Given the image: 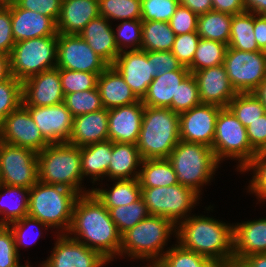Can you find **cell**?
<instances>
[{
  "label": "cell",
  "instance_id": "7dc6e473",
  "mask_svg": "<svg viewBox=\"0 0 266 267\" xmlns=\"http://www.w3.org/2000/svg\"><path fill=\"white\" fill-rule=\"evenodd\" d=\"M8 226L14 235L15 246H16L18 254L20 252L19 248L21 246L23 248H24V246L27 248V245L29 246V245L35 244V242H37V240L40 237H42L41 236V234H42L41 229L42 228L46 229V230L49 229V227L47 225H45L43 222H40L38 219L32 218L28 215L23 217L22 219H20L18 221H15V222L9 224ZM29 229H30V231H32L33 229L38 230L36 232L34 231L36 233V237H33L32 240L30 238L28 239V236L29 237L32 236V234L30 236L28 233V232H30Z\"/></svg>",
  "mask_w": 266,
  "mask_h": 267
},
{
  "label": "cell",
  "instance_id": "60d3db41",
  "mask_svg": "<svg viewBox=\"0 0 266 267\" xmlns=\"http://www.w3.org/2000/svg\"><path fill=\"white\" fill-rule=\"evenodd\" d=\"M99 15L107 20L141 19V0H98Z\"/></svg>",
  "mask_w": 266,
  "mask_h": 267
},
{
  "label": "cell",
  "instance_id": "f5cc1de1",
  "mask_svg": "<svg viewBox=\"0 0 266 267\" xmlns=\"http://www.w3.org/2000/svg\"><path fill=\"white\" fill-rule=\"evenodd\" d=\"M148 62H151L152 76H162L166 72L178 69H188L181 65L171 51H152L148 52Z\"/></svg>",
  "mask_w": 266,
  "mask_h": 267
},
{
  "label": "cell",
  "instance_id": "603a6c76",
  "mask_svg": "<svg viewBox=\"0 0 266 267\" xmlns=\"http://www.w3.org/2000/svg\"><path fill=\"white\" fill-rule=\"evenodd\" d=\"M259 253H266V218L233 224V264Z\"/></svg>",
  "mask_w": 266,
  "mask_h": 267
},
{
  "label": "cell",
  "instance_id": "89a4df30",
  "mask_svg": "<svg viewBox=\"0 0 266 267\" xmlns=\"http://www.w3.org/2000/svg\"><path fill=\"white\" fill-rule=\"evenodd\" d=\"M29 264H30L29 261H27L26 265H22L21 267H33V266L29 265ZM39 267H44L43 263Z\"/></svg>",
  "mask_w": 266,
  "mask_h": 267
},
{
  "label": "cell",
  "instance_id": "2e32d148",
  "mask_svg": "<svg viewBox=\"0 0 266 267\" xmlns=\"http://www.w3.org/2000/svg\"><path fill=\"white\" fill-rule=\"evenodd\" d=\"M52 253L42 262L44 267H103L107 264L98 251L90 249L68 234H57ZM105 264V265H104Z\"/></svg>",
  "mask_w": 266,
  "mask_h": 267
},
{
  "label": "cell",
  "instance_id": "5bb4252c",
  "mask_svg": "<svg viewBox=\"0 0 266 267\" xmlns=\"http://www.w3.org/2000/svg\"><path fill=\"white\" fill-rule=\"evenodd\" d=\"M0 141L41 152L50 143L43 137L28 109L21 104L2 122Z\"/></svg>",
  "mask_w": 266,
  "mask_h": 267
},
{
  "label": "cell",
  "instance_id": "3957f363",
  "mask_svg": "<svg viewBox=\"0 0 266 267\" xmlns=\"http://www.w3.org/2000/svg\"><path fill=\"white\" fill-rule=\"evenodd\" d=\"M79 196L64 186L45 184L38 180L29 189L28 216L38 219L50 229H58V234H67Z\"/></svg>",
  "mask_w": 266,
  "mask_h": 267
},
{
  "label": "cell",
  "instance_id": "484cf974",
  "mask_svg": "<svg viewBox=\"0 0 266 267\" xmlns=\"http://www.w3.org/2000/svg\"><path fill=\"white\" fill-rule=\"evenodd\" d=\"M109 140L108 109L74 117L70 144L84 147L90 144Z\"/></svg>",
  "mask_w": 266,
  "mask_h": 267
},
{
  "label": "cell",
  "instance_id": "4fadbf2b",
  "mask_svg": "<svg viewBox=\"0 0 266 267\" xmlns=\"http://www.w3.org/2000/svg\"><path fill=\"white\" fill-rule=\"evenodd\" d=\"M57 68L91 72L98 76L109 66L79 35L60 34L57 40Z\"/></svg>",
  "mask_w": 266,
  "mask_h": 267
},
{
  "label": "cell",
  "instance_id": "e0dca14e",
  "mask_svg": "<svg viewBox=\"0 0 266 267\" xmlns=\"http://www.w3.org/2000/svg\"><path fill=\"white\" fill-rule=\"evenodd\" d=\"M43 137L51 143L69 142L74 116L64 102L52 106H25Z\"/></svg>",
  "mask_w": 266,
  "mask_h": 267
},
{
  "label": "cell",
  "instance_id": "83f0119b",
  "mask_svg": "<svg viewBox=\"0 0 266 267\" xmlns=\"http://www.w3.org/2000/svg\"><path fill=\"white\" fill-rule=\"evenodd\" d=\"M97 88L105 109H112L136 103L139 99L126 84L123 77L108 66L97 79Z\"/></svg>",
  "mask_w": 266,
  "mask_h": 267
},
{
  "label": "cell",
  "instance_id": "d6a6232c",
  "mask_svg": "<svg viewBox=\"0 0 266 267\" xmlns=\"http://www.w3.org/2000/svg\"><path fill=\"white\" fill-rule=\"evenodd\" d=\"M138 180L141 188L178 184L176 173L168 159L142 160Z\"/></svg>",
  "mask_w": 266,
  "mask_h": 267
},
{
  "label": "cell",
  "instance_id": "d590c367",
  "mask_svg": "<svg viewBox=\"0 0 266 267\" xmlns=\"http://www.w3.org/2000/svg\"><path fill=\"white\" fill-rule=\"evenodd\" d=\"M232 16L213 10L199 15L197 34L202 39H210L228 45Z\"/></svg>",
  "mask_w": 266,
  "mask_h": 267
},
{
  "label": "cell",
  "instance_id": "8fae6325",
  "mask_svg": "<svg viewBox=\"0 0 266 267\" xmlns=\"http://www.w3.org/2000/svg\"><path fill=\"white\" fill-rule=\"evenodd\" d=\"M224 67L237 93L254 92L266 78V53L246 52L228 47Z\"/></svg>",
  "mask_w": 266,
  "mask_h": 267
},
{
  "label": "cell",
  "instance_id": "2644e50d",
  "mask_svg": "<svg viewBox=\"0 0 266 267\" xmlns=\"http://www.w3.org/2000/svg\"><path fill=\"white\" fill-rule=\"evenodd\" d=\"M229 267H239V266L236 264H232V265H229Z\"/></svg>",
  "mask_w": 266,
  "mask_h": 267
},
{
  "label": "cell",
  "instance_id": "6f0895ef",
  "mask_svg": "<svg viewBox=\"0 0 266 267\" xmlns=\"http://www.w3.org/2000/svg\"><path fill=\"white\" fill-rule=\"evenodd\" d=\"M251 147L258 153L266 151V114L246 127Z\"/></svg>",
  "mask_w": 266,
  "mask_h": 267
},
{
  "label": "cell",
  "instance_id": "4316f807",
  "mask_svg": "<svg viewBox=\"0 0 266 267\" xmlns=\"http://www.w3.org/2000/svg\"><path fill=\"white\" fill-rule=\"evenodd\" d=\"M102 16L92 19L80 32L81 36L89 47L101 57L109 66H112L119 55L115 43L114 28L112 23Z\"/></svg>",
  "mask_w": 266,
  "mask_h": 267
},
{
  "label": "cell",
  "instance_id": "6da1fadb",
  "mask_svg": "<svg viewBox=\"0 0 266 267\" xmlns=\"http://www.w3.org/2000/svg\"><path fill=\"white\" fill-rule=\"evenodd\" d=\"M67 234L98 251L108 260V264L120 254L121 234L110 218L109 211L92 192L77 198Z\"/></svg>",
  "mask_w": 266,
  "mask_h": 267
},
{
  "label": "cell",
  "instance_id": "ac0fdd59",
  "mask_svg": "<svg viewBox=\"0 0 266 267\" xmlns=\"http://www.w3.org/2000/svg\"><path fill=\"white\" fill-rule=\"evenodd\" d=\"M112 66L123 77L135 96L142 100L154 79L151 62H148V51H122Z\"/></svg>",
  "mask_w": 266,
  "mask_h": 267
},
{
  "label": "cell",
  "instance_id": "7402d4cb",
  "mask_svg": "<svg viewBox=\"0 0 266 267\" xmlns=\"http://www.w3.org/2000/svg\"><path fill=\"white\" fill-rule=\"evenodd\" d=\"M11 9L12 32L15 43L45 36H58L56 23L40 13L22 9L15 2Z\"/></svg>",
  "mask_w": 266,
  "mask_h": 267
},
{
  "label": "cell",
  "instance_id": "8d00e7d4",
  "mask_svg": "<svg viewBox=\"0 0 266 267\" xmlns=\"http://www.w3.org/2000/svg\"><path fill=\"white\" fill-rule=\"evenodd\" d=\"M169 249V250H168ZM161 267H222L218 261L182 248L178 243L168 247L159 260Z\"/></svg>",
  "mask_w": 266,
  "mask_h": 267
},
{
  "label": "cell",
  "instance_id": "db71d44e",
  "mask_svg": "<svg viewBox=\"0 0 266 267\" xmlns=\"http://www.w3.org/2000/svg\"><path fill=\"white\" fill-rule=\"evenodd\" d=\"M198 17L189 8L179 4L171 17L169 24L176 35L197 32Z\"/></svg>",
  "mask_w": 266,
  "mask_h": 267
},
{
  "label": "cell",
  "instance_id": "f1b7e54d",
  "mask_svg": "<svg viewBox=\"0 0 266 267\" xmlns=\"http://www.w3.org/2000/svg\"><path fill=\"white\" fill-rule=\"evenodd\" d=\"M142 158L135 144L112 142V156L107 171L109 180L138 178ZM137 170V171H136Z\"/></svg>",
  "mask_w": 266,
  "mask_h": 267
},
{
  "label": "cell",
  "instance_id": "f546056e",
  "mask_svg": "<svg viewBox=\"0 0 266 267\" xmlns=\"http://www.w3.org/2000/svg\"><path fill=\"white\" fill-rule=\"evenodd\" d=\"M112 156V141L107 140L81 147V169L84 177L97 183L107 177Z\"/></svg>",
  "mask_w": 266,
  "mask_h": 267
},
{
  "label": "cell",
  "instance_id": "74e56055",
  "mask_svg": "<svg viewBox=\"0 0 266 267\" xmlns=\"http://www.w3.org/2000/svg\"><path fill=\"white\" fill-rule=\"evenodd\" d=\"M228 45L210 39H202L198 43L192 64L188 67L190 73L213 66L223 65Z\"/></svg>",
  "mask_w": 266,
  "mask_h": 267
},
{
  "label": "cell",
  "instance_id": "03108f58",
  "mask_svg": "<svg viewBox=\"0 0 266 267\" xmlns=\"http://www.w3.org/2000/svg\"><path fill=\"white\" fill-rule=\"evenodd\" d=\"M253 93L260 99L266 108V78Z\"/></svg>",
  "mask_w": 266,
  "mask_h": 267
},
{
  "label": "cell",
  "instance_id": "94428289",
  "mask_svg": "<svg viewBox=\"0 0 266 267\" xmlns=\"http://www.w3.org/2000/svg\"><path fill=\"white\" fill-rule=\"evenodd\" d=\"M179 2L197 15L213 10L212 0H179Z\"/></svg>",
  "mask_w": 266,
  "mask_h": 267
},
{
  "label": "cell",
  "instance_id": "cb8c5ba5",
  "mask_svg": "<svg viewBox=\"0 0 266 267\" xmlns=\"http://www.w3.org/2000/svg\"><path fill=\"white\" fill-rule=\"evenodd\" d=\"M189 74V69H178L155 77L141 100L142 103L149 107L169 108L177 113L178 86Z\"/></svg>",
  "mask_w": 266,
  "mask_h": 267
},
{
  "label": "cell",
  "instance_id": "91938a15",
  "mask_svg": "<svg viewBox=\"0 0 266 267\" xmlns=\"http://www.w3.org/2000/svg\"><path fill=\"white\" fill-rule=\"evenodd\" d=\"M255 40L260 50L266 49V15L254 14Z\"/></svg>",
  "mask_w": 266,
  "mask_h": 267
},
{
  "label": "cell",
  "instance_id": "836d02e7",
  "mask_svg": "<svg viewBox=\"0 0 266 267\" xmlns=\"http://www.w3.org/2000/svg\"><path fill=\"white\" fill-rule=\"evenodd\" d=\"M228 47L246 52L261 51L255 40L254 13L245 11L232 16Z\"/></svg>",
  "mask_w": 266,
  "mask_h": 267
},
{
  "label": "cell",
  "instance_id": "d4e9b609",
  "mask_svg": "<svg viewBox=\"0 0 266 267\" xmlns=\"http://www.w3.org/2000/svg\"><path fill=\"white\" fill-rule=\"evenodd\" d=\"M99 16L98 0H62L57 33L79 35L86 25Z\"/></svg>",
  "mask_w": 266,
  "mask_h": 267
},
{
  "label": "cell",
  "instance_id": "003e7915",
  "mask_svg": "<svg viewBox=\"0 0 266 267\" xmlns=\"http://www.w3.org/2000/svg\"><path fill=\"white\" fill-rule=\"evenodd\" d=\"M140 260H145L147 261V263L148 261L150 262V264L148 263L147 266H143V267H161L159 260H155V259H140Z\"/></svg>",
  "mask_w": 266,
  "mask_h": 267
},
{
  "label": "cell",
  "instance_id": "be15d7a7",
  "mask_svg": "<svg viewBox=\"0 0 266 267\" xmlns=\"http://www.w3.org/2000/svg\"><path fill=\"white\" fill-rule=\"evenodd\" d=\"M245 11L256 15H266V0H244Z\"/></svg>",
  "mask_w": 266,
  "mask_h": 267
},
{
  "label": "cell",
  "instance_id": "277c9868",
  "mask_svg": "<svg viewBox=\"0 0 266 267\" xmlns=\"http://www.w3.org/2000/svg\"><path fill=\"white\" fill-rule=\"evenodd\" d=\"M38 156L39 181L60 185L79 195L90 193L82 185L81 148L68 142L51 143ZM82 186V187H81Z\"/></svg>",
  "mask_w": 266,
  "mask_h": 267
},
{
  "label": "cell",
  "instance_id": "d6986e66",
  "mask_svg": "<svg viewBox=\"0 0 266 267\" xmlns=\"http://www.w3.org/2000/svg\"><path fill=\"white\" fill-rule=\"evenodd\" d=\"M59 68L45 70L22 82L24 106H52L64 102Z\"/></svg>",
  "mask_w": 266,
  "mask_h": 267
},
{
  "label": "cell",
  "instance_id": "ba28073f",
  "mask_svg": "<svg viewBox=\"0 0 266 267\" xmlns=\"http://www.w3.org/2000/svg\"><path fill=\"white\" fill-rule=\"evenodd\" d=\"M212 150L219 165L225 158L238 161V172L257 154L249 143L246 128L228 107L219 111Z\"/></svg>",
  "mask_w": 266,
  "mask_h": 267
},
{
  "label": "cell",
  "instance_id": "52a82bcc",
  "mask_svg": "<svg viewBox=\"0 0 266 267\" xmlns=\"http://www.w3.org/2000/svg\"><path fill=\"white\" fill-rule=\"evenodd\" d=\"M167 159L176 173L177 182L199 195L202 194V186L213 179L214 172L219 167L212 148L182 140Z\"/></svg>",
  "mask_w": 266,
  "mask_h": 267
},
{
  "label": "cell",
  "instance_id": "a7ac6f4b",
  "mask_svg": "<svg viewBox=\"0 0 266 267\" xmlns=\"http://www.w3.org/2000/svg\"><path fill=\"white\" fill-rule=\"evenodd\" d=\"M11 2H14V0H0V4H7Z\"/></svg>",
  "mask_w": 266,
  "mask_h": 267
},
{
  "label": "cell",
  "instance_id": "bcb514c9",
  "mask_svg": "<svg viewBox=\"0 0 266 267\" xmlns=\"http://www.w3.org/2000/svg\"><path fill=\"white\" fill-rule=\"evenodd\" d=\"M22 104V82L13 76L0 83V122Z\"/></svg>",
  "mask_w": 266,
  "mask_h": 267
},
{
  "label": "cell",
  "instance_id": "b9f144b4",
  "mask_svg": "<svg viewBox=\"0 0 266 267\" xmlns=\"http://www.w3.org/2000/svg\"><path fill=\"white\" fill-rule=\"evenodd\" d=\"M64 104L75 116L95 112L104 108L98 88L65 94Z\"/></svg>",
  "mask_w": 266,
  "mask_h": 267
},
{
  "label": "cell",
  "instance_id": "44dd1931",
  "mask_svg": "<svg viewBox=\"0 0 266 267\" xmlns=\"http://www.w3.org/2000/svg\"><path fill=\"white\" fill-rule=\"evenodd\" d=\"M144 108V104L139 100L136 103L109 109V140L136 145L141 130Z\"/></svg>",
  "mask_w": 266,
  "mask_h": 267
},
{
  "label": "cell",
  "instance_id": "c3c4849f",
  "mask_svg": "<svg viewBox=\"0 0 266 267\" xmlns=\"http://www.w3.org/2000/svg\"><path fill=\"white\" fill-rule=\"evenodd\" d=\"M179 4V0H141V20L169 22Z\"/></svg>",
  "mask_w": 266,
  "mask_h": 267
},
{
  "label": "cell",
  "instance_id": "9c48e42d",
  "mask_svg": "<svg viewBox=\"0 0 266 267\" xmlns=\"http://www.w3.org/2000/svg\"><path fill=\"white\" fill-rule=\"evenodd\" d=\"M58 36H45L16 42L10 55L11 75L23 82L57 66Z\"/></svg>",
  "mask_w": 266,
  "mask_h": 267
},
{
  "label": "cell",
  "instance_id": "ffe728a7",
  "mask_svg": "<svg viewBox=\"0 0 266 267\" xmlns=\"http://www.w3.org/2000/svg\"><path fill=\"white\" fill-rule=\"evenodd\" d=\"M193 75L198 83L201 104L228 107L238 94L231 85L224 65L195 71Z\"/></svg>",
  "mask_w": 266,
  "mask_h": 267
},
{
  "label": "cell",
  "instance_id": "f35d334b",
  "mask_svg": "<svg viewBox=\"0 0 266 267\" xmlns=\"http://www.w3.org/2000/svg\"><path fill=\"white\" fill-rule=\"evenodd\" d=\"M228 108L245 128L266 114V108L253 92L238 93L230 101Z\"/></svg>",
  "mask_w": 266,
  "mask_h": 267
},
{
  "label": "cell",
  "instance_id": "6125c7cd",
  "mask_svg": "<svg viewBox=\"0 0 266 267\" xmlns=\"http://www.w3.org/2000/svg\"><path fill=\"white\" fill-rule=\"evenodd\" d=\"M237 265L239 267H266V253L249 255L243 258Z\"/></svg>",
  "mask_w": 266,
  "mask_h": 267
},
{
  "label": "cell",
  "instance_id": "8992f818",
  "mask_svg": "<svg viewBox=\"0 0 266 267\" xmlns=\"http://www.w3.org/2000/svg\"><path fill=\"white\" fill-rule=\"evenodd\" d=\"M176 229L177 225L172 220L149 215L121 235L119 256L126 255L135 260H160L166 252L164 247L169 237L174 233L176 238Z\"/></svg>",
  "mask_w": 266,
  "mask_h": 267
},
{
  "label": "cell",
  "instance_id": "4dcf8cb0",
  "mask_svg": "<svg viewBox=\"0 0 266 267\" xmlns=\"http://www.w3.org/2000/svg\"><path fill=\"white\" fill-rule=\"evenodd\" d=\"M0 191V216L4 215L0 217V225L8 226L28 215V188L0 184ZM9 198L14 199L9 201Z\"/></svg>",
  "mask_w": 266,
  "mask_h": 267
},
{
  "label": "cell",
  "instance_id": "e7e4bbea",
  "mask_svg": "<svg viewBox=\"0 0 266 267\" xmlns=\"http://www.w3.org/2000/svg\"><path fill=\"white\" fill-rule=\"evenodd\" d=\"M11 68L9 55L0 53V83L11 78Z\"/></svg>",
  "mask_w": 266,
  "mask_h": 267
},
{
  "label": "cell",
  "instance_id": "7a4b0ae2",
  "mask_svg": "<svg viewBox=\"0 0 266 267\" xmlns=\"http://www.w3.org/2000/svg\"><path fill=\"white\" fill-rule=\"evenodd\" d=\"M176 238V243L184 249L223 266L233 264V224L205 215H190L177 224Z\"/></svg>",
  "mask_w": 266,
  "mask_h": 267
},
{
  "label": "cell",
  "instance_id": "ee69618b",
  "mask_svg": "<svg viewBox=\"0 0 266 267\" xmlns=\"http://www.w3.org/2000/svg\"><path fill=\"white\" fill-rule=\"evenodd\" d=\"M253 170L252 179L247 186L251 194L255 193L258 200L266 201V151L258 152L250 162L242 169L243 172Z\"/></svg>",
  "mask_w": 266,
  "mask_h": 267
},
{
  "label": "cell",
  "instance_id": "816d5d0a",
  "mask_svg": "<svg viewBox=\"0 0 266 267\" xmlns=\"http://www.w3.org/2000/svg\"><path fill=\"white\" fill-rule=\"evenodd\" d=\"M19 257L12 231L0 225V267H21Z\"/></svg>",
  "mask_w": 266,
  "mask_h": 267
},
{
  "label": "cell",
  "instance_id": "5b68a950",
  "mask_svg": "<svg viewBox=\"0 0 266 267\" xmlns=\"http://www.w3.org/2000/svg\"><path fill=\"white\" fill-rule=\"evenodd\" d=\"M180 141L179 114L145 106L136 146L143 160L167 159Z\"/></svg>",
  "mask_w": 266,
  "mask_h": 267
},
{
  "label": "cell",
  "instance_id": "e575fe53",
  "mask_svg": "<svg viewBox=\"0 0 266 267\" xmlns=\"http://www.w3.org/2000/svg\"><path fill=\"white\" fill-rule=\"evenodd\" d=\"M176 34L169 22L142 21L141 50L143 51H171Z\"/></svg>",
  "mask_w": 266,
  "mask_h": 267
},
{
  "label": "cell",
  "instance_id": "680465c9",
  "mask_svg": "<svg viewBox=\"0 0 266 267\" xmlns=\"http://www.w3.org/2000/svg\"><path fill=\"white\" fill-rule=\"evenodd\" d=\"M213 11L230 15L245 12L244 0H212Z\"/></svg>",
  "mask_w": 266,
  "mask_h": 267
},
{
  "label": "cell",
  "instance_id": "9f6ffc18",
  "mask_svg": "<svg viewBox=\"0 0 266 267\" xmlns=\"http://www.w3.org/2000/svg\"><path fill=\"white\" fill-rule=\"evenodd\" d=\"M14 45L11 9L7 4H0V53L10 55Z\"/></svg>",
  "mask_w": 266,
  "mask_h": 267
},
{
  "label": "cell",
  "instance_id": "7bdbcfd3",
  "mask_svg": "<svg viewBox=\"0 0 266 267\" xmlns=\"http://www.w3.org/2000/svg\"><path fill=\"white\" fill-rule=\"evenodd\" d=\"M114 31L119 52L141 50L142 20H122ZM128 48V49H127Z\"/></svg>",
  "mask_w": 266,
  "mask_h": 267
},
{
  "label": "cell",
  "instance_id": "1f68e13d",
  "mask_svg": "<svg viewBox=\"0 0 266 267\" xmlns=\"http://www.w3.org/2000/svg\"><path fill=\"white\" fill-rule=\"evenodd\" d=\"M114 181L112 188H91V192L106 208L132 204L141 197V186L138 178Z\"/></svg>",
  "mask_w": 266,
  "mask_h": 267
},
{
  "label": "cell",
  "instance_id": "ab89813d",
  "mask_svg": "<svg viewBox=\"0 0 266 267\" xmlns=\"http://www.w3.org/2000/svg\"><path fill=\"white\" fill-rule=\"evenodd\" d=\"M106 209L121 235L150 215L142 197L132 204Z\"/></svg>",
  "mask_w": 266,
  "mask_h": 267
},
{
  "label": "cell",
  "instance_id": "11a10c76",
  "mask_svg": "<svg viewBox=\"0 0 266 267\" xmlns=\"http://www.w3.org/2000/svg\"><path fill=\"white\" fill-rule=\"evenodd\" d=\"M14 2L22 9L50 17L55 23L59 18L62 6V0H14Z\"/></svg>",
  "mask_w": 266,
  "mask_h": 267
},
{
  "label": "cell",
  "instance_id": "9a60e30c",
  "mask_svg": "<svg viewBox=\"0 0 266 267\" xmlns=\"http://www.w3.org/2000/svg\"><path fill=\"white\" fill-rule=\"evenodd\" d=\"M222 107L200 104L179 114L180 140L212 148L216 120Z\"/></svg>",
  "mask_w": 266,
  "mask_h": 267
},
{
  "label": "cell",
  "instance_id": "f907efd6",
  "mask_svg": "<svg viewBox=\"0 0 266 267\" xmlns=\"http://www.w3.org/2000/svg\"><path fill=\"white\" fill-rule=\"evenodd\" d=\"M198 83L195 76L190 73L178 86L177 91V113L188 111L200 105Z\"/></svg>",
  "mask_w": 266,
  "mask_h": 267
},
{
  "label": "cell",
  "instance_id": "681fc988",
  "mask_svg": "<svg viewBox=\"0 0 266 267\" xmlns=\"http://www.w3.org/2000/svg\"><path fill=\"white\" fill-rule=\"evenodd\" d=\"M199 41L197 32L176 35L171 52L182 66L188 68L192 64Z\"/></svg>",
  "mask_w": 266,
  "mask_h": 267
},
{
  "label": "cell",
  "instance_id": "30bf717a",
  "mask_svg": "<svg viewBox=\"0 0 266 267\" xmlns=\"http://www.w3.org/2000/svg\"><path fill=\"white\" fill-rule=\"evenodd\" d=\"M141 197L150 215L172 220L176 225L190 216L201 196L189 187L175 184L165 187L141 188Z\"/></svg>",
  "mask_w": 266,
  "mask_h": 267
},
{
  "label": "cell",
  "instance_id": "7c38bea8",
  "mask_svg": "<svg viewBox=\"0 0 266 267\" xmlns=\"http://www.w3.org/2000/svg\"><path fill=\"white\" fill-rule=\"evenodd\" d=\"M1 184L30 189L38 180V156L31 149L0 141Z\"/></svg>",
  "mask_w": 266,
  "mask_h": 267
},
{
  "label": "cell",
  "instance_id": "f6af8a7d",
  "mask_svg": "<svg viewBox=\"0 0 266 267\" xmlns=\"http://www.w3.org/2000/svg\"><path fill=\"white\" fill-rule=\"evenodd\" d=\"M59 75L64 95L97 87L98 75L95 73L59 69Z\"/></svg>",
  "mask_w": 266,
  "mask_h": 267
}]
</instances>
